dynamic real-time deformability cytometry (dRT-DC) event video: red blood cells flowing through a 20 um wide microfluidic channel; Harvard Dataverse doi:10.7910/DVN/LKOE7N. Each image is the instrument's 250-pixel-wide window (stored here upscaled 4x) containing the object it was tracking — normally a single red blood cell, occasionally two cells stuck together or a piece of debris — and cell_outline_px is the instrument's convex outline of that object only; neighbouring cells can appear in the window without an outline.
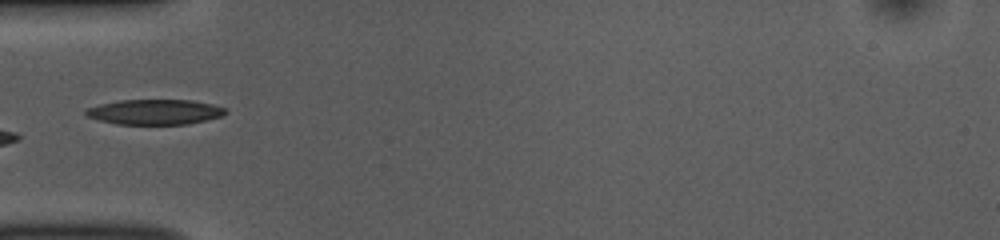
{"species": "common noctule bat (a hibernating species)", "species_latin": "Nyctalus noctula", "temperature_condition": "room temperature", "stored_images_in_passage": 35, "camera_frame_rate_fps": 3000, "um_per_image_px": 0.085, "animal": {"sex": "female", "body_mass_g": 10.0, "forearm_length_mm": 53.1}, "frame": {"image": 1, "passage_image": 1, "time_ms": 0.0, "image_size_px": [1000, 240], "cell_outline_px": [[228, 112], [224, 116], [188, 124], [116, 124], [100, 120], [88, 116], [84, 112], [84, 108], [100, 104], [120, 100], [192, 100], [212, 104], [228, 108]], "centroid_in_image_um": [13.2, 9.51], "position_along_channel_um": 71.8, "area_um2": 20.63}}